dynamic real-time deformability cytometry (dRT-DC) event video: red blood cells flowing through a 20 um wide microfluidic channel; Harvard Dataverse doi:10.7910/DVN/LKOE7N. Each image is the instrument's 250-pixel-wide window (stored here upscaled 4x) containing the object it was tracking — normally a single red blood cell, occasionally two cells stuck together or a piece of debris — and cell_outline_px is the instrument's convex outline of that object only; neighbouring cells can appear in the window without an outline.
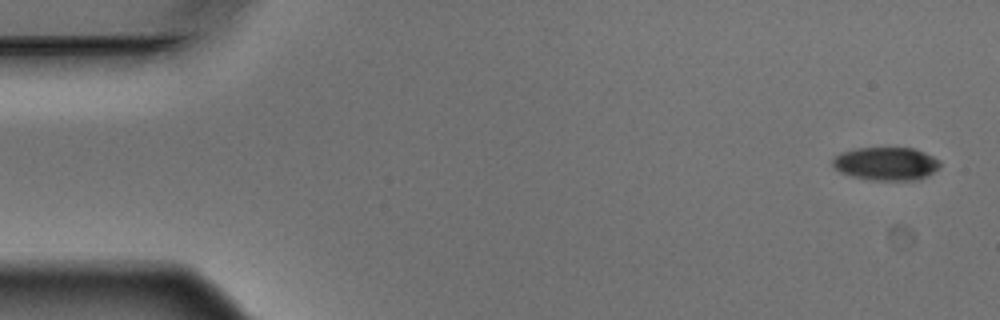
{"species": "Egyptian fruit bat (a non-hibernating species)", "species_latin": "Rousettus aegyptiacus", "temperature_condition": "warm", "stored_images_in_passage": 5, "camera_frame_rate_fps": 3000, "um_per_image_px": 0.085, "animal": {"sex": "male"}, "frame": {"image": 1, "passage_image": 1, "time_ms": 0.0, "image_size_px": [1000, 320], "cell_outline_px": [[940, 164], [928, 176], [916, 180], [872, 180], [852, 176], [840, 172], [832, 164], [832, 160], [840, 152], [856, 148], [912, 148], [924, 152], [940, 160]], "centroid_in_image_um": [75.3, 13.91], "position_along_channel_um": 9.7, "area_um2": 20.63}}
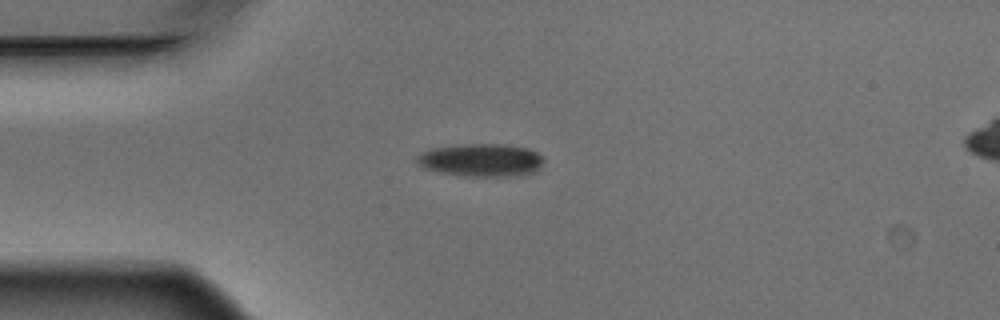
{"frame": {"image": 2, "passage_image": 4, "time_ms": 1.0, "image_size_px": [1000, 320], "cell_outline_px": [[544, 160], [540, 168], [536, 172], [508, 176], [464, 176], [440, 172], [424, 168], [416, 164], [416, 156], [420, 152], [428, 148], [464, 144], [504, 144], [528, 148], [544, 156]], "centroid_in_image_um": [40.87, 13.6], "position_along_channel_um": 44.1, "area_um2": 24.62}}